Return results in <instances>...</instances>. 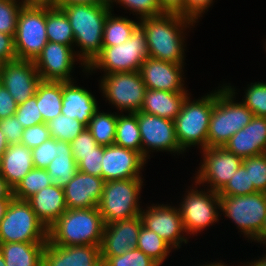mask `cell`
Segmentation results:
<instances>
[{"label":"cell","mask_w":266,"mask_h":266,"mask_svg":"<svg viewBox=\"0 0 266 266\" xmlns=\"http://www.w3.org/2000/svg\"><path fill=\"white\" fill-rule=\"evenodd\" d=\"M139 26L146 35L149 57L184 64L185 35L189 27H195V21L179 14L163 13L139 20ZM194 24V25H193Z\"/></svg>","instance_id":"1"},{"label":"cell","mask_w":266,"mask_h":266,"mask_svg":"<svg viewBox=\"0 0 266 266\" xmlns=\"http://www.w3.org/2000/svg\"><path fill=\"white\" fill-rule=\"evenodd\" d=\"M60 7L70 21L74 33V48H79L75 53L87 67L101 51L105 21L113 8L109 4L80 3Z\"/></svg>","instance_id":"2"},{"label":"cell","mask_w":266,"mask_h":266,"mask_svg":"<svg viewBox=\"0 0 266 266\" xmlns=\"http://www.w3.org/2000/svg\"><path fill=\"white\" fill-rule=\"evenodd\" d=\"M225 84L214 90L207 147H223L236 132L248 125L254 116L241 101L236 100L238 93L234 86Z\"/></svg>","instance_id":"3"},{"label":"cell","mask_w":266,"mask_h":266,"mask_svg":"<svg viewBox=\"0 0 266 266\" xmlns=\"http://www.w3.org/2000/svg\"><path fill=\"white\" fill-rule=\"evenodd\" d=\"M104 228L98 207L67 209L48 229V240L58 246H101Z\"/></svg>","instance_id":"4"},{"label":"cell","mask_w":266,"mask_h":266,"mask_svg":"<svg viewBox=\"0 0 266 266\" xmlns=\"http://www.w3.org/2000/svg\"><path fill=\"white\" fill-rule=\"evenodd\" d=\"M147 58L149 52L146 35L138 26L125 43L102 46L100 53L86 67V73H96L94 71L97 69L104 71V74L139 71Z\"/></svg>","instance_id":"5"},{"label":"cell","mask_w":266,"mask_h":266,"mask_svg":"<svg viewBox=\"0 0 266 266\" xmlns=\"http://www.w3.org/2000/svg\"><path fill=\"white\" fill-rule=\"evenodd\" d=\"M214 106V91L192 99L188 95L174 120L175 134L180 148L187 152L190 147H207L208 127Z\"/></svg>","instance_id":"6"},{"label":"cell","mask_w":266,"mask_h":266,"mask_svg":"<svg viewBox=\"0 0 266 266\" xmlns=\"http://www.w3.org/2000/svg\"><path fill=\"white\" fill-rule=\"evenodd\" d=\"M143 181V178L105 181L98 205L105 224L140 215L142 207L139 200Z\"/></svg>","instance_id":"7"},{"label":"cell","mask_w":266,"mask_h":266,"mask_svg":"<svg viewBox=\"0 0 266 266\" xmlns=\"http://www.w3.org/2000/svg\"><path fill=\"white\" fill-rule=\"evenodd\" d=\"M47 241L48 229L29 202L13 198L0 222V243Z\"/></svg>","instance_id":"8"},{"label":"cell","mask_w":266,"mask_h":266,"mask_svg":"<svg viewBox=\"0 0 266 266\" xmlns=\"http://www.w3.org/2000/svg\"><path fill=\"white\" fill-rule=\"evenodd\" d=\"M193 183L195 186L188 187L190 189L185 191L184 198L177 205L186 233L191 236L207 230L219 222L218 217L221 216L219 194L205 187L203 191L201 185L198 189V184Z\"/></svg>","instance_id":"9"},{"label":"cell","mask_w":266,"mask_h":266,"mask_svg":"<svg viewBox=\"0 0 266 266\" xmlns=\"http://www.w3.org/2000/svg\"><path fill=\"white\" fill-rule=\"evenodd\" d=\"M17 59L35 61L48 43L46 5H23L14 35Z\"/></svg>","instance_id":"10"},{"label":"cell","mask_w":266,"mask_h":266,"mask_svg":"<svg viewBox=\"0 0 266 266\" xmlns=\"http://www.w3.org/2000/svg\"><path fill=\"white\" fill-rule=\"evenodd\" d=\"M99 89L105 101L116 107L118 113H136L142 109L146 85L139 71L103 74Z\"/></svg>","instance_id":"11"},{"label":"cell","mask_w":266,"mask_h":266,"mask_svg":"<svg viewBox=\"0 0 266 266\" xmlns=\"http://www.w3.org/2000/svg\"><path fill=\"white\" fill-rule=\"evenodd\" d=\"M220 215L235 223L243 237L253 240L266 218V193L256 192L243 196H219Z\"/></svg>","instance_id":"12"},{"label":"cell","mask_w":266,"mask_h":266,"mask_svg":"<svg viewBox=\"0 0 266 266\" xmlns=\"http://www.w3.org/2000/svg\"><path fill=\"white\" fill-rule=\"evenodd\" d=\"M201 152L203 160L193 179L198 185L219 193L242 165L243 158L224 147H206Z\"/></svg>","instance_id":"13"},{"label":"cell","mask_w":266,"mask_h":266,"mask_svg":"<svg viewBox=\"0 0 266 266\" xmlns=\"http://www.w3.org/2000/svg\"><path fill=\"white\" fill-rule=\"evenodd\" d=\"M138 126L142 141V156L148 160L151 152H171L173 155L183 154L176 134L174 121L151 115L142 111L137 112Z\"/></svg>","instance_id":"14"},{"label":"cell","mask_w":266,"mask_h":266,"mask_svg":"<svg viewBox=\"0 0 266 266\" xmlns=\"http://www.w3.org/2000/svg\"><path fill=\"white\" fill-rule=\"evenodd\" d=\"M148 206L140 212L144 227L156 232L174 250L180 249L183 243H188V234L177 206L153 203Z\"/></svg>","instance_id":"15"},{"label":"cell","mask_w":266,"mask_h":266,"mask_svg":"<svg viewBox=\"0 0 266 266\" xmlns=\"http://www.w3.org/2000/svg\"><path fill=\"white\" fill-rule=\"evenodd\" d=\"M78 59L74 47L48 41L34 64L42 81L68 82L75 80L71 74L75 62L80 61L82 72L86 74V66Z\"/></svg>","instance_id":"16"},{"label":"cell","mask_w":266,"mask_h":266,"mask_svg":"<svg viewBox=\"0 0 266 266\" xmlns=\"http://www.w3.org/2000/svg\"><path fill=\"white\" fill-rule=\"evenodd\" d=\"M41 81L34 61L15 59L0 65V83L18 105L35 95Z\"/></svg>","instance_id":"17"},{"label":"cell","mask_w":266,"mask_h":266,"mask_svg":"<svg viewBox=\"0 0 266 266\" xmlns=\"http://www.w3.org/2000/svg\"><path fill=\"white\" fill-rule=\"evenodd\" d=\"M146 162L148 161L134 150L115 144L103 146L102 178L104 181L142 178L141 171Z\"/></svg>","instance_id":"18"},{"label":"cell","mask_w":266,"mask_h":266,"mask_svg":"<svg viewBox=\"0 0 266 266\" xmlns=\"http://www.w3.org/2000/svg\"><path fill=\"white\" fill-rule=\"evenodd\" d=\"M184 65L149 57L141 64L139 73L146 89L188 92L184 86Z\"/></svg>","instance_id":"19"},{"label":"cell","mask_w":266,"mask_h":266,"mask_svg":"<svg viewBox=\"0 0 266 266\" xmlns=\"http://www.w3.org/2000/svg\"><path fill=\"white\" fill-rule=\"evenodd\" d=\"M142 225L140 215L105 224L100 246L101 257L120 256L136 248Z\"/></svg>","instance_id":"20"},{"label":"cell","mask_w":266,"mask_h":266,"mask_svg":"<svg viewBox=\"0 0 266 266\" xmlns=\"http://www.w3.org/2000/svg\"><path fill=\"white\" fill-rule=\"evenodd\" d=\"M103 178L77 171L63 188L67 209L98 207L104 190Z\"/></svg>","instance_id":"21"},{"label":"cell","mask_w":266,"mask_h":266,"mask_svg":"<svg viewBox=\"0 0 266 266\" xmlns=\"http://www.w3.org/2000/svg\"><path fill=\"white\" fill-rule=\"evenodd\" d=\"M44 266H102L100 246H58L47 241L43 251Z\"/></svg>","instance_id":"22"},{"label":"cell","mask_w":266,"mask_h":266,"mask_svg":"<svg viewBox=\"0 0 266 266\" xmlns=\"http://www.w3.org/2000/svg\"><path fill=\"white\" fill-rule=\"evenodd\" d=\"M241 158L266 152V117L253 116L250 123L236 132L223 146Z\"/></svg>","instance_id":"23"},{"label":"cell","mask_w":266,"mask_h":266,"mask_svg":"<svg viewBox=\"0 0 266 266\" xmlns=\"http://www.w3.org/2000/svg\"><path fill=\"white\" fill-rule=\"evenodd\" d=\"M75 83L76 80L62 82L61 113L77 119L87 127L92 116L100 109L92 92Z\"/></svg>","instance_id":"24"},{"label":"cell","mask_w":266,"mask_h":266,"mask_svg":"<svg viewBox=\"0 0 266 266\" xmlns=\"http://www.w3.org/2000/svg\"><path fill=\"white\" fill-rule=\"evenodd\" d=\"M27 201L47 229L67 210L64 189L54 184L43 188Z\"/></svg>","instance_id":"25"},{"label":"cell","mask_w":266,"mask_h":266,"mask_svg":"<svg viewBox=\"0 0 266 266\" xmlns=\"http://www.w3.org/2000/svg\"><path fill=\"white\" fill-rule=\"evenodd\" d=\"M34 168L32 151L22 144H10L0 158V174L14 189Z\"/></svg>","instance_id":"26"},{"label":"cell","mask_w":266,"mask_h":266,"mask_svg":"<svg viewBox=\"0 0 266 266\" xmlns=\"http://www.w3.org/2000/svg\"><path fill=\"white\" fill-rule=\"evenodd\" d=\"M188 95H190L189 92L146 89L144 103L140 111L174 121Z\"/></svg>","instance_id":"27"},{"label":"cell","mask_w":266,"mask_h":266,"mask_svg":"<svg viewBox=\"0 0 266 266\" xmlns=\"http://www.w3.org/2000/svg\"><path fill=\"white\" fill-rule=\"evenodd\" d=\"M47 242L0 243L6 266H42Z\"/></svg>","instance_id":"28"},{"label":"cell","mask_w":266,"mask_h":266,"mask_svg":"<svg viewBox=\"0 0 266 266\" xmlns=\"http://www.w3.org/2000/svg\"><path fill=\"white\" fill-rule=\"evenodd\" d=\"M35 94L43 123H47L62 114V82L41 81Z\"/></svg>","instance_id":"29"},{"label":"cell","mask_w":266,"mask_h":266,"mask_svg":"<svg viewBox=\"0 0 266 266\" xmlns=\"http://www.w3.org/2000/svg\"><path fill=\"white\" fill-rule=\"evenodd\" d=\"M46 167L53 184L64 188L78 171L70 142L59 140V154Z\"/></svg>","instance_id":"30"},{"label":"cell","mask_w":266,"mask_h":266,"mask_svg":"<svg viewBox=\"0 0 266 266\" xmlns=\"http://www.w3.org/2000/svg\"><path fill=\"white\" fill-rule=\"evenodd\" d=\"M46 34L48 41L74 47V33L61 7L46 5Z\"/></svg>","instance_id":"31"},{"label":"cell","mask_w":266,"mask_h":266,"mask_svg":"<svg viewBox=\"0 0 266 266\" xmlns=\"http://www.w3.org/2000/svg\"><path fill=\"white\" fill-rule=\"evenodd\" d=\"M111 10L108 13L103 30V46H115L125 43L139 26L140 21L128 17L115 16Z\"/></svg>","instance_id":"32"},{"label":"cell","mask_w":266,"mask_h":266,"mask_svg":"<svg viewBox=\"0 0 266 266\" xmlns=\"http://www.w3.org/2000/svg\"><path fill=\"white\" fill-rule=\"evenodd\" d=\"M117 113L115 145L134 150L142 155V141L136 113Z\"/></svg>","instance_id":"33"},{"label":"cell","mask_w":266,"mask_h":266,"mask_svg":"<svg viewBox=\"0 0 266 266\" xmlns=\"http://www.w3.org/2000/svg\"><path fill=\"white\" fill-rule=\"evenodd\" d=\"M117 113L97 111L89 121L87 129L98 145L109 146L115 143Z\"/></svg>","instance_id":"34"},{"label":"cell","mask_w":266,"mask_h":266,"mask_svg":"<svg viewBox=\"0 0 266 266\" xmlns=\"http://www.w3.org/2000/svg\"><path fill=\"white\" fill-rule=\"evenodd\" d=\"M137 249L143 251L159 265L170 255L173 248L164 241L156 232L151 231L142 225L138 237Z\"/></svg>","instance_id":"35"},{"label":"cell","mask_w":266,"mask_h":266,"mask_svg":"<svg viewBox=\"0 0 266 266\" xmlns=\"http://www.w3.org/2000/svg\"><path fill=\"white\" fill-rule=\"evenodd\" d=\"M52 184L53 181L45 169L34 167L13 189V196L20 200H28L31 196Z\"/></svg>","instance_id":"36"},{"label":"cell","mask_w":266,"mask_h":266,"mask_svg":"<svg viewBox=\"0 0 266 266\" xmlns=\"http://www.w3.org/2000/svg\"><path fill=\"white\" fill-rule=\"evenodd\" d=\"M50 137L60 141H73L86 126L77 119L63 114L47 122Z\"/></svg>","instance_id":"37"},{"label":"cell","mask_w":266,"mask_h":266,"mask_svg":"<svg viewBox=\"0 0 266 266\" xmlns=\"http://www.w3.org/2000/svg\"><path fill=\"white\" fill-rule=\"evenodd\" d=\"M247 86L241 102L255 116L266 117V82H254Z\"/></svg>","instance_id":"38"},{"label":"cell","mask_w":266,"mask_h":266,"mask_svg":"<svg viewBox=\"0 0 266 266\" xmlns=\"http://www.w3.org/2000/svg\"><path fill=\"white\" fill-rule=\"evenodd\" d=\"M256 192L253 184H250L249 170L241 165L218 194L219 196H243Z\"/></svg>","instance_id":"39"},{"label":"cell","mask_w":266,"mask_h":266,"mask_svg":"<svg viewBox=\"0 0 266 266\" xmlns=\"http://www.w3.org/2000/svg\"><path fill=\"white\" fill-rule=\"evenodd\" d=\"M242 165L249 170L250 184L255 190L266 193V152L244 158Z\"/></svg>","instance_id":"40"},{"label":"cell","mask_w":266,"mask_h":266,"mask_svg":"<svg viewBox=\"0 0 266 266\" xmlns=\"http://www.w3.org/2000/svg\"><path fill=\"white\" fill-rule=\"evenodd\" d=\"M102 266H160L143 251L133 248L120 256L101 257Z\"/></svg>","instance_id":"41"},{"label":"cell","mask_w":266,"mask_h":266,"mask_svg":"<svg viewBox=\"0 0 266 266\" xmlns=\"http://www.w3.org/2000/svg\"><path fill=\"white\" fill-rule=\"evenodd\" d=\"M24 4L20 0H0V32L14 37L19 11Z\"/></svg>","instance_id":"42"},{"label":"cell","mask_w":266,"mask_h":266,"mask_svg":"<svg viewBox=\"0 0 266 266\" xmlns=\"http://www.w3.org/2000/svg\"><path fill=\"white\" fill-rule=\"evenodd\" d=\"M114 3L129 12L132 11L133 15H139L138 20L163 14L157 0H109L111 8L114 7Z\"/></svg>","instance_id":"43"},{"label":"cell","mask_w":266,"mask_h":266,"mask_svg":"<svg viewBox=\"0 0 266 266\" xmlns=\"http://www.w3.org/2000/svg\"><path fill=\"white\" fill-rule=\"evenodd\" d=\"M23 128H28L43 123V117L37 106L36 94L18 105L14 115Z\"/></svg>","instance_id":"44"},{"label":"cell","mask_w":266,"mask_h":266,"mask_svg":"<svg viewBox=\"0 0 266 266\" xmlns=\"http://www.w3.org/2000/svg\"><path fill=\"white\" fill-rule=\"evenodd\" d=\"M31 151L34 167L46 169L51 161L58 156L57 154H59V140L49 138Z\"/></svg>","instance_id":"45"},{"label":"cell","mask_w":266,"mask_h":266,"mask_svg":"<svg viewBox=\"0 0 266 266\" xmlns=\"http://www.w3.org/2000/svg\"><path fill=\"white\" fill-rule=\"evenodd\" d=\"M102 160L103 146L99 145L96 147V152L80 154V160L77 162L78 170L102 178Z\"/></svg>","instance_id":"46"},{"label":"cell","mask_w":266,"mask_h":266,"mask_svg":"<svg viewBox=\"0 0 266 266\" xmlns=\"http://www.w3.org/2000/svg\"><path fill=\"white\" fill-rule=\"evenodd\" d=\"M50 137L47 123H41L35 126L24 128L20 144L31 150L40 146Z\"/></svg>","instance_id":"47"},{"label":"cell","mask_w":266,"mask_h":266,"mask_svg":"<svg viewBox=\"0 0 266 266\" xmlns=\"http://www.w3.org/2000/svg\"><path fill=\"white\" fill-rule=\"evenodd\" d=\"M70 146L77 163L80 160V154L96 152V147L99 145L86 127L73 141L70 142Z\"/></svg>","instance_id":"48"},{"label":"cell","mask_w":266,"mask_h":266,"mask_svg":"<svg viewBox=\"0 0 266 266\" xmlns=\"http://www.w3.org/2000/svg\"><path fill=\"white\" fill-rule=\"evenodd\" d=\"M0 128L9 145L20 144L24 128L15 116L1 119Z\"/></svg>","instance_id":"49"},{"label":"cell","mask_w":266,"mask_h":266,"mask_svg":"<svg viewBox=\"0 0 266 266\" xmlns=\"http://www.w3.org/2000/svg\"><path fill=\"white\" fill-rule=\"evenodd\" d=\"M213 0H184L183 16L198 23V19L213 5Z\"/></svg>","instance_id":"50"},{"label":"cell","mask_w":266,"mask_h":266,"mask_svg":"<svg viewBox=\"0 0 266 266\" xmlns=\"http://www.w3.org/2000/svg\"><path fill=\"white\" fill-rule=\"evenodd\" d=\"M18 104L10 95L8 90L0 83V120L14 116Z\"/></svg>","instance_id":"51"},{"label":"cell","mask_w":266,"mask_h":266,"mask_svg":"<svg viewBox=\"0 0 266 266\" xmlns=\"http://www.w3.org/2000/svg\"><path fill=\"white\" fill-rule=\"evenodd\" d=\"M17 59L14 37L0 32V62H9Z\"/></svg>","instance_id":"52"},{"label":"cell","mask_w":266,"mask_h":266,"mask_svg":"<svg viewBox=\"0 0 266 266\" xmlns=\"http://www.w3.org/2000/svg\"><path fill=\"white\" fill-rule=\"evenodd\" d=\"M163 13L179 14L183 16L184 0H157Z\"/></svg>","instance_id":"53"},{"label":"cell","mask_w":266,"mask_h":266,"mask_svg":"<svg viewBox=\"0 0 266 266\" xmlns=\"http://www.w3.org/2000/svg\"><path fill=\"white\" fill-rule=\"evenodd\" d=\"M73 3L102 5L109 4V0H55L54 6L69 5Z\"/></svg>","instance_id":"54"},{"label":"cell","mask_w":266,"mask_h":266,"mask_svg":"<svg viewBox=\"0 0 266 266\" xmlns=\"http://www.w3.org/2000/svg\"><path fill=\"white\" fill-rule=\"evenodd\" d=\"M14 198L13 189L8 185L7 181L0 174V199Z\"/></svg>","instance_id":"55"},{"label":"cell","mask_w":266,"mask_h":266,"mask_svg":"<svg viewBox=\"0 0 266 266\" xmlns=\"http://www.w3.org/2000/svg\"><path fill=\"white\" fill-rule=\"evenodd\" d=\"M263 244L266 246V218L264 219L263 225L257 234V236L252 240V242Z\"/></svg>","instance_id":"56"},{"label":"cell","mask_w":266,"mask_h":266,"mask_svg":"<svg viewBox=\"0 0 266 266\" xmlns=\"http://www.w3.org/2000/svg\"><path fill=\"white\" fill-rule=\"evenodd\" d=\"M12 199L13 198H1L0 199V222L5 216Z\"/></svg>","instance_id":"57"},{"label":"cell","mask_w":266,"mask_h":266,"mask_svg":"<svg viewBox=\"0 0 266 266\" xmlns=\"http://www.w3.org/2000/svg\"><path fill=\"white\" fill-rule=\"evenodd\" d=\"M24 5H54L55 0H21Z\"/></svg>","instance_id":"58"},{"label":"cell","mask_w":266,"mask_h":266,"mask_svg":"<svg viewBox=\"0 0 266 266\" xmlns=\"http://www.w3.org/2000/svg\"><path fill=\"white\" fill-rule=\"evenodd\" d=\"M262 257L261 258L258 257L259 259L254 260V261L251 260V262L247 261V263H244V265L242 266H266V254L262 255Z\"/></svg>","instance_id":"59"},{"label":"cell","mask_w":266,"mask_h":266,"mask_svg":"<svg viewBox=\"0 0 266 266\" xmlns=\"http://www.w3.org/2000/svg\"><path fill=\"white\" fill-rule=\"evenodd\" d=\"M8 145L9 144L5 138V135L3 134L0 128V158L2 157L3 153L6 151Z\"/></svg>","instance_id":"60"},{"label":"cell","mask_w":266,"mask_h":266,"mask_svg":"<svg viewBox=\"0 0 266 266\" xmlns=\"http://www.w3.org/2000/svg\"><path fill=\"white\" fill-rule=\"evenodd\" d=\"M206 262V264H202V265H199V266H229L228 264H224V262H221L219 260V262L215 263V262H211V263H208Z\"/></svg>","instance_id":"61"},{"label":"cell","mask_w":266,"mask_h":266,"mask_svg":"<svg viewBox=\"0 0 266 266\" xmlns=\"http://www.w3.org/2000/svg\"><path fill=\"white\" fill-rule=\"evenodd\" d=\"M0 266H6L3 255L0 252Z\"/></svg>","instance_id":"62"}]
</instances>
